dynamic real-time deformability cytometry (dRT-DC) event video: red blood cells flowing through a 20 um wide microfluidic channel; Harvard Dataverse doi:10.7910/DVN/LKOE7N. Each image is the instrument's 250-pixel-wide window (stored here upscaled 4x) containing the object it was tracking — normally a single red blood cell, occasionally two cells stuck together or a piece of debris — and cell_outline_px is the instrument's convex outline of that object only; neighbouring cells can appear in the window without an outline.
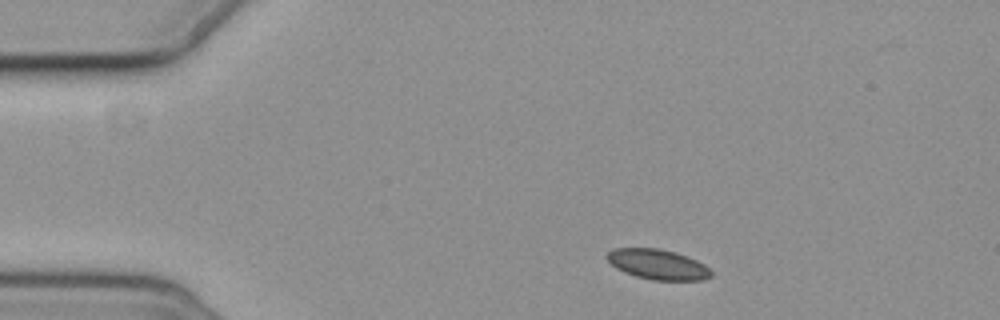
{"species": "common noctule bat (a hibernating species)", "species_latin": "Nyctalus noctula", "temperature_condition": "cold", "stored_images_in_passage": 4, "camera_frame_rate_fps": 3000, "um_per_image_px": 0.085, "animal": {"sex": "female", "body_mass_g": 19.3, "forearm_length_mm": 54.1}, "frame": {"image": 1, "passage_image": 1, "time_ms": 0.0, "image_size_px": [1000, 320], "cell_outline_px": [[712, 276], [704, 280], [652, 280], [636, 276], [624, 272], [616, 268], [604, 256], [612, 248], [660, 248], [676, 252], [688, 256], [704, 264], [712, 272]], "centroid_in_image_um": [55.91, 22.46], "position_along_channel_um": 29.1, "area_um2": 18.44}}